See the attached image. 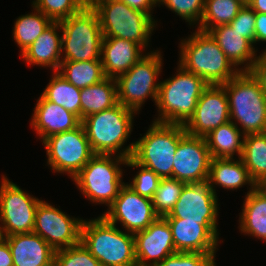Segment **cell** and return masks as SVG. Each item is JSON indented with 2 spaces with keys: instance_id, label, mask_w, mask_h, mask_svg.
Masks as SVG:
<instances>
[{
  "instance_id": "25",
  "label": "cell",
  "mask_w": 266,
  "mask_h": 266,
  "mask_svg": "<svg viewBox=\"0 0 266 266\" xmlns=\"http://www.w3.org/2000/svg\"><path fill=\"white\" fill-rule=\"evenodd\" d=\"M208 180L216 195V185L224 189L235 190L248 184L250 188L247 194L255 189V182L240 158L236 160L234 158H212Z\"/></svg>"
},
{
  "instance_id": "34",
  "label": "cell",
  "mask_w": 266,
  "mask_h": 266,
  "mask_svg": "<svg viewBox=\"0 0 266 266\" xmlns=\"http://www.w3.org/2000/svg\"><path fill=\"white\" fill-rule=\"evenodd\" d=\"M185 184L174 178H161L158 189L151 198L154 210L159 217L170 214Z\"/></svg>"
},
{
  "instance_id": "37",
  "label": "cell",
  "mask_w": 266,
  "mask_h": 266,
  "mask_svg": "<svg viewBox=\"0 0 266 266\" xmlns=\"http://www.w3.org/2000/svg\"><path fill=\"white\" fill-rule=\"evenodd\" d=\"M126 165L129 167L140 168L133 177L132 182L127 185L140 196L152 198L158 189L161 178L151 169L139 165L132 157L127 158Z\"/></svg>"
},
{
  "instance_id": "11",
  "label": "cell",
  "mask_w": 266,
  "mask_h": 266,
  "mask_svg": "<svg viewBox=\"0 0 266 266\" xmlns=\"http://www.w3.org/2000/svg\"><path fill=\"white\" fill-rule=\"evenodd\" d=\"M47 165L57 173H68L73 179L95 155L82 123L75 129L45 138Z\"/></svg>"
},
{
  "instance_id": "33",
  "label": "cell",
  "mask_w": 266,
  "mask_h": 266,
  "mask_svg": "<svg viewBox=\"0 0 266 266\" xmlns=\"http://www.w3.org/2000/svg\"><path fill=\"white\" fill-rule=\"evenodd\" d=\"M243 6L238 0H205L197 29L208 32L216 26L229 24Z\"/></svg>"
},
{
  "instance_id": "31",
  "label": "cell",
  "mask_w": 266,
  "mask_h": 266,
  "mask_svg": "<svg viewBox=\"0 0 266 266\" xmlns=\"http://www.w3.org/2000/svg\"><path fill=\"white\" fill-rule=\"evenodd\" d=\"M33 12L19 16L13 27V38L20 48V55L46 30L53 22L45 14L33 7Z\"/></svg>"
},
{
  "instance_id": "38",
  "label": "cell",
  "mask_w": 266,
  "mask_h": 266,
  "mask_svg": "<svg viewBox=\"0 0 266 266\" xmlns=\"http://www.w3.org/2000/svg\"><path fill=\"white\" fill-rule=\"evenodd\" d=\"M205 0H158V5H165L176 15L191 25L200 24Z\"/></svg>"
},
{
  "instance_id": "41",
  "label": "cell",
  "mask_w": 266,
  "mask_h": 266,
  "mask_svg": "<svg viewBox=\"0 0 266 266\" xmlns=\"http://www.w3.org/2000/svg\"><path fill=\"white\" fill-rule=\"evenodd\" d=\"M249 72L259 82L260 88L266 96V50L257 56Z\"/></svg>"
},
{
  "instance_id": "10",
  "label": "cell",
  "mask_w": 266,
  "mask_h": 266,
  "mask_svg": "<svg viewBox=\"0 0 266 266\" xmlns=\"http://www.w3.org/2000/svg\"><path fill=\"white\" fill-rule=\"evenodd\" d=\"M162 56L159 50L146 53L130 70L115 78L118 103L126 108L140 112L148 97L157 101L162 72Z\"/></svg>"
},
{
  "instance_id": "32",
  "label": "cell",
  "mask_w": 266,
  "mask_h": 266,
  "mask_svg": "<svg viewBox=\"0 0 266 266\" xmlns=\"http://www.w3.org/2000/svg\"><path fill=\"white\" fill-rule=\"evenodd\" d=\"M240 159L254 182L266 176V132L245 135Z\"/></svg>"
},
{
  "instance_id": "7",
  "label": "cell",
  "mask_w": 266,
  "mask_h": 266,
  "mask_svg": "<svg viewBox=\"0 0 266 266\" xmlns=\"http://www.w3.org/2000/svg\"><path fill=\"white\" fill-rule=\"evenodd\" d=\"M147 132L137 141L132 158L153 170L160 178H173V161L180 139L186 134L184 125L152 121Z\"/></svg>"
},
{
  "instance_id": "8",
  "label": "cell",
  "mask_w": 266,
  "mask_h": 266,
  "mask_svg": "<svg viewBox=\"0 0 266 266\" xmlns=\"http://www.w3.org/2000/svg\"><path fill=\"white\" fill-rule=\"evenodd\" d=\"M62 61L101 60L103 33L98 15L88 3L60 21Z\"/></svg>"
},
{
  "instance_id": "42",
  "label": "cell",
  "mask_w": 266,
  "mask_h": 266,
  "mask_svg": "<svg viewBox=\"0 0 266 266\" xmlns=\"http://www.w3.org/2000/svg\"><path fill=\"white\" fill-rule=\"evenodd\" d=\"M129 7L152 15V10L158 5V0H119Z\"/></svg>"
},
{
  "instance_id": "18",
  "label": "cell",
  "mask_w": 266,
  "mask_h": 266,
  "mask_svg": "<svg viewBox=\"0 0 266 266\" xmlns=\"http://www.w3.org/2000/svg\"><path fill=\"white\" fill-rule=\"evenodd\" d=\"M134 236L137 266H157L167 256L176 253L171 228L164 217Z\"/></svg>"
},
{
  "instance_id": "12",
  "label": "cell",
  "mask_w": 266,
  "mask_h": 266,
  "mask_svg": "<svg viewBox=\"0 0 266 266\" xmlns=\"http://www.w3.org/2000/svg\"><path fill=\"white\" fill-rule=\"evenodd\" d=\"M41 200L23 191L2 175L0 184V230L2 237L31 233Z\"/></svg>"
},
{
  "instance_id": "15",
  "label": "cell",
  "mask_w": 266,
  "mask_h": 266,
  "mask_svg": "<svg viewBox=\"0 0 266 266\" xmlns=\"http://www.w3.org/2000/svg\"><path fill=\"white\" fill-rule=\"evenodd\" d=\"M102 216L111 224H122L126 232L135 234L147 229L159 216L150 198L140 196L127 183Z\"/></svg>"
},
{
  "instance_id": "35",
  "label": "cell",
  "mask_w": 266,
  "mask_h": 266,
  "mask_svg": "<svg viewBox=\"0 0 266 266\" xmlns=\"http://www.w3.org/2000/svg\"><path fill=\"white\" fill-rule=\"evenodd\" d=\"M88 0H33L32 7L36 8L53 22H60L72 14L79 12Z\"/></svg>"
},
{
  "instance_id": "13",
  "label": "cell",
  "mask_w": 266,
  "mask_h": 266,
  "mask_svg": "<svg viewBox=\"0 0 266 266\" xmlns=\"http://www.w3.org/2000/svg\"><path fill=\"white\" fill-rule=\"evenodd\" d=\"M218 197L210 181L185 184L181 195L169 215L164 218H179L204 225L217 239Z\"/></svg>"
},
{
  "instance_id": "27",
  "label": "cell",
  "mask_w": 266,
  "mask_h": 266,
  "mask_svg": "<svg viewBox=\"0 0 266 266\" xmlns=\"http://www.w3.org/2000/svg\"><path fill=\"white\" fill-rule=\"evenodd\" d=\"M81 120L89 115L110 109L118 104L115 78L81 89Z\"/></svg>"
},
{
  "instance_id": "43",
  "label": "cell",
  "mask_w": 266,
  "mask_h": 266,
  "mask_svg": "<svg viewBox=\"0 0 266 266\" xmlns=\"http://www.w3.org/2000/svg\"><path fill=\"white\" fill-rule=\"evenodd\" d=\"M266 42V14L256 13L255 44Z\"/></svg>"
},
{
  "instance_id": "2",
  "label": "cell",
  "mask_w": 266,
  "mask_h": 266,
  "mask_svg": "<svg viewBox=\"0 0 266 266\" xmlns=\"http://www.w3.org/2000/svg\"><path fill=\"white\" fill-rule=\"evenodd\" d=\"M136 114L135 111L118 103L110 109L83 118L82 125L93 152L95 154H112L130 158L135 143H130L124 148L122 146L130 138L133 118Z\"/></svg>"
},
{
  "instance_id": "46",
  "label": "cell",
  "mask_w": 266,
  "mask_h": 266,
  "mask_svg": "<svg viewBox=\"0 0 266 266\" xmlns=\"http://www.w3.org/2000/svg\"><path fill=\"white\" fill-rule=\"evenodd\" d=\"M255 190L264 198H266V176H263L255 182Z\"/></svg>"
},
{
  "instance_id": "40",
  "label": "cell",
  "mask_w": 266,
  "mask_h": 266,
  "mask_svg": "<svg viewBox=\"0 0 266 266\" xmlns=\"http://www.w3.org/2000/svg\"><path fill=\"white\" fill-rule=\"evenodd\" d=\"M256 13L249 5H244L229 23V26L236 30L244 38L255 44Z\"/></svg>"
},
{
  "instance_id": "9",
  "label": "cell",
  "mask_w": 266,
  "mask_h": 266,
  "mask_svg": "<svg viewBox=\"0 0 266 266\" xmlns=\"http://www.w3.org/2000/svg\"><path fill=\"white\" fill-rule=\"evenodd\" d=\"M126 162L119 155L95 154L72 180L90 202L109 207L125 185L120 165Z\"/></svg>"
},
{
  "instance_id": "36",
  "label": "cell",
  "mask_w": 266,
  "mask_h": 266,
  "mask_svg": "<svg viewBox=\"0 0 266 266\" xmlns=\"http://www.w3.org/2000/svg\"><path fill=\"white\" fill-rule=\"evenodd\" d=\"M54 266H101L90 251L79 242L55 251Z\"/></svg>"
},
{
  "instance_id": "1",
  "label": "cell",
  "mask_w": 266,
  "mask_h": 266,
  "mask_svg": "<svg viewBox=\"0 0 266 266\" xmlns=\"http://www.w3.org/2000/svg\"><path fill=\"white\" fill-rule=\"evenodd\" d=\"M179 45V65L201 77L208 85L227 83L240 72L208 32L197 29Z\"/></svg>"
},
{
  "instance_id": "19",
  "label": "cell",
  "mask_w": 266,
  "mask_h": 266,
  "mask_svg": "<svg viewBox=\"0 0 266 266\" xmlns=\"http://www.w3.org/2000/svg\"><path fill=\"white\" fill-rule=\"evenodd\" d=\"M171 228L176 252L215 254L218 240L204 225L179 218H165Z\"/></svg>"
},
{
  "instance_id": "6",
  "label": "cell",
  "mask_w": 266,
  "mask_h": 266,
  "mask_svg": "<svg viewBox=\"0 0 266 266\" xmlns=\"http://www.w3.org/2000/svg\"><path fill=\"white\" fill-rule=\"evenodd\" d=\"M96 11L103 37H116L139 44L144 50L156 27L154 17L119 0H88ZM156 24V25H155Z\"/></svg>"
},
{
  "instance_id": "23",
  "label": "cell",
  "mask_w": 266,
  "mask_h": 266,
  "mask_svg": "<svg viewBox=\"0 0 266 266\" xmlns=\"http://www.w3.org/2000/svg\"><path fill=\"white\" fill-rule=\"evenodd\" d=\"M208 33L237 70L240 72L250 71L257 59V50L248 39L240 35L238 31L233 30L229 24L216 26L210 29ZM239 65H242V68Z\"/></svg>"
},
{
  "instance_id": "16",
  "label": "cell",
  "mask_w": 266,
  "mask_h": 266,
  "mask_svg": "<svg viewBox=\"0 0 266 266\" xmlns=\"http://www.w3.org/2000/svg\"><path fill=\"white\" fill-rule=\"evenodd\" d=\"M212 157L204 137L186 133L179 141L173 161V178L186 184L209 177Z\"/></svg>"
},
{
  "instance_id": "45",
  "label": "cell",
  "mask_w": 266,
  "mask_h": 266,
  "mask_svg": "<svg viewBox=\"0 0 266 266\" xmlns=\"http://www.w3.org/2000/svg\"><path fill=\"white\" fill-rule=\"evenodd\" d=\"M255 13H265L266 14V0H250L248 4Z\"/></svg>"
},
{
  "instance_id": "21",
  "label": "cell",
  "mask_w": 266,
  "mask_h": 266,
  "mask_svg": "<svg viewBox=\"0 0 266 266\" xmlns=\"http://www.w3.org/2000/svg\"><path fill=\"white\" fill-rule=\"evenodd\" d=\"M10 247L13 266H54L55 250L38 234L3 237Z\"/></svg>"
},
{
  "instance_id": "44",
  "label": "cell",
  "mask_w": 266,
  "mask_h": 266,
  "mask_svg": "<svg viewBox=\"0 0 266 266\" xmlns=\"http://www.w3.org/2000/svg\"><path fill=\"white\" fill-rule=\"evenodd\" d=\"M0 266H13V258L8 242L0 239Z\"/></svg>"
},
{
  "instance_id": "4",
  "label": "cell",
  "mask_w": 266,
  "mask_h": 266,
  "mask_svg": "<svg viewBox=\"0 0 266 266\" xmlns=\"http://www.w3.org/2000/svg\"><path fill=\"white\" fill-rule=\"evenodd\" d=\"M81 243L101 266H137L133 234L117 228L102 215L84 219Z\"/></svg>"
},
{
  "instance_id": "47",
  "label": "cell",
  "mask_w": 266,
  "mask_h": 266,
  "mask_svg": "<svg viewBox=\"0 0 266 266\" xmlns=\"http://www.w3.org/2000/svg\"><path fill=\"white\" fill-rule=\"evenodd\" d=\"M243 5H248L250 3V0H238Z\"/></svg>"
},
{
  "instance_id": "28",
  "label": "cell",
  "mask_w": 266,
  "mask_h": 266,
  "mask_svg": "<svg viewBox=\"0 0 266 266\" xmlns=\"http://www.w3.org/2000/svg\"><path fill=\"white\" fill-rule=\"evenodd\" d=\"M244 201L239 217L241 233L266 241V198L254 189Z\"/></svg>"
},
{
  "instance_id": "29",
  "label": "cell",
  "mask_w": 266,
  "mask_h": 266,
  "mask_svg": "<svg viewBox=\"0 0 266 266\" xmlns=\"http://www.w3.org/2000/svg\"><path fill=\"white\" fill-rule=\"evenodd\" d=\"M57 72L79 89L96 84L106 78L101 60L62 61Z\"/></svg>"
},
{
  "instance_id": "17",
  "label": "cell",
  "mask_w": 266,
  "mask_h": 266,
  "mask_svg": "<svg viewBox=\"0 0 266 266\" xmlns=\"http://www.w3.org/2000/svg\"><path fill=\"white\" fill-rule=\"evenodd\" d=\"M228 121L230 113L225 89L221 85H209L202 92L194 114L184 127L190 135L205 137Z\"/></svg>"
},
{
  "instance_id": "24",
  "label": "cell",
  "mask_w": 266,
  "mask_h": 266,
  "mask_svg": "<svg viewBox=\"0 0 266 266\" xmlns=\"http://www.w3.org/2000/svg\"><path fill=\"white\" fill-rule=\"evenodd\" d=\"M60 22H52L46 30L20 56L29 65L49 67L58 71L62 62V36L58 34Z\"/></svg>"
},
{
  "instance_id": "3",
  "label": "cell",
  "mask_w": 266,
  "mask_h": 266,
  "mask_svg": "<svg viewBox=\"0 0 266 266\" xmlns=\"http://www.w3.org/2000/svg\"><path fill=\"white\" fill-rule=\"evenodd\" d=\"M208 86L201 77L178 65L176 75L160 81L155 104L159 115L154 122L185 125Z\"/></svg>"
},
{
  "instance_id": "30",
  "label": "cell",
  "mask_w": 266,
  "mask_h": 266,
  "mask_svg": "<svg viewBox=\"0 0 266 266\" xmlns=\"http://www.w3.org/2000/svg\"><path fill=\"white\" fill-rule=\"evenodd\" d=\"M81 89L69 83L57 71L52 77L42 95L48 100L64 109L74 113L81 119Z\"/></svg>"
},
{
  "instance_id": "14",
  "label": "cell",
  "mask_w": 266,
  "mask_h": 266,
  "mask_svg": "<svg viewBox=\"0 0 266 266\" xmlns=\"http://www.w3.org/2000/svg\"><path fill=\"white\" fill-rule=\"evenodd\" d=\"M83 219L72 218L44 200L38 204L33 232L43 238L55 251L81 242Z\"/></svg>"
},
{
  "instance_id": "39",
  "label": "cell",
  "mask_w": 266,
  "mask_h": 266,
  "mask_svg": "<svg viewBox=\"0 0 266 266\" xmlns=\"http://www.w3.org/2000/svg\"><path fill=\"white\" fill-rule=\"evenodd\" d=\"M216 254L176 252L167 256L157 266H216Z\"/></svg>"
},
{
  "instance_id": "20",
  "label": "cell",
  "mask_w": 266,
  "mask_h": 266,
  "mask_svg": "<svg viewBox=\"0 0 266 266\" xmlns=\"http://www.w3.org/2000/svg\"><path fill=\"white\" fill-rule=\"evenodd\" d=\"M31 126L43 141L50 135L77 128L82 120L62 106L48 101L42 94L37 100Z\"/></svg>"
},
{
  "instance_id": "5",
  "label": "cell",
  "mask_w": 266,
  "mask_h": 266,
  "mask_svg": "<svg viewBox=\"0 0 266 266\" xmlns=\"http://www.w3.org/2000/svg\"><path fill=\"white\" fill-rule=\"evenodd\" d=\"M226 92L230 120L244 135L266 132V96L250 72H239L221 85ZM234 119V120H233Z\"/></svg>"
},
{
  "instance_id": "22",
  "label": "cell",
  "mask_w": 266,
  "mask_h": 266,
  "mask_svg": "<svg viewBox=\"0 0 266 266\" xmlns=\"http://www.w3.org/2000/svg\"><path fill=\"white\" fill-rule=\"evenodd\" d=\"M143 51L144 49L133 41L103 37L101 61L105 76L116 78L127 72L145 56Z\"/></svg>"
},
{
  "instance_id": "26",
  "label": "cell",
  "mask_w": 266,
  "mask_h": 266,
  "mask_svg": "<svg viewBox=\"0 0 266 266\" xmlns=\"http://www.w3.org/2000/svg\"><path fill=\"white\" fill-rule=\"evenodd\" d=\"M245 135L231 120L213 129L204 138L212 158H241Z\"/></svg>"
}]
</instances>
